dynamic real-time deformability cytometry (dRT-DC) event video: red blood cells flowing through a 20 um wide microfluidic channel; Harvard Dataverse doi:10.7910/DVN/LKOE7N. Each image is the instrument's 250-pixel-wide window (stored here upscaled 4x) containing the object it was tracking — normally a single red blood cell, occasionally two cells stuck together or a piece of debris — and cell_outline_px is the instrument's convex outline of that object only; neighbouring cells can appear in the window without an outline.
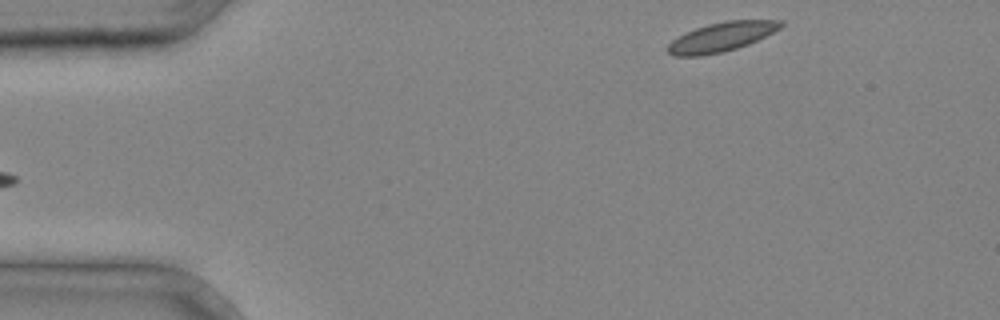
{"species": "common noctule bat (a hibernating species)", "species_latin": "Nyctalus noctula", "temperature_condition": "cold", "stored_images_in_passage": 2, "camera_frame_rate_fps": 3000, "um_per_image_px": 0.085, "animal": {"sex": "male", "body_mass_g": 20.4}, "frame": {"image": 1, "passage_image": 2, "time_ms": 0.333, "image_size_px": [1000, 320], "cell_outline_px": [[784, 24], [780, 28], [748, 44], [736, 48], [720, 52], [700, 56], [672, 56], [664, 48], [672, 40], [696, 28], [708, 24], [728, 20], [784, 20]], "centroid_in_image_um": [61.3, 3.14], "position_along_channel_um": 23.7, "area_um2": 19.02}}